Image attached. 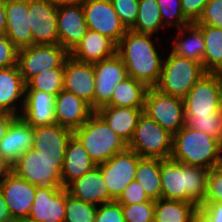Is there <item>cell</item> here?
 <instances>
[{
    "label": "cell",
    "instance_id": "27",
    "mask_svg": "<svg viewBox=\"0 0 222 222\" xmlns=\"http://www.w3.org/2000/svg\"><path fill=\"white\" fill-rule=\"evenodd\" d=\"M33 148V126L20 116L9 126L0 142V153L13 165L21 155Z\"/></svg>",
    "mask_w": 222,
    "mask_h": 222
},
{
    "label": "cell",
    "instance_id": "30",
    "mask_svg": "<svg viewBox=\"0 0 222 222\" xmlns=\"http://www.w3.org/2000/svg\"><path fill=\"white\" fill-rule=\"evenodd\" d=\"M198 206L178 200L155 201L154 222H197Z\"/></svg>",
    "mask_w": 222,
    "mask_h": 222
},
{
    "label": "cell",
    "instance_id": "4",
    "mask_svg": "<svg viewBox=\"0 0 222 222\" xmlns=\"http://www.w3.org/2000/svg\"><path fill=\"white\" fill-rule=\"evenodd\" d=\"M73 134L97 165L127 148V144L96 112Z\"/></svg>",
    "mask_w": 222,
    "mask_h": 222
},
{
    "label": "cell",
    "instance_id": "40",
    "mask_svg": "<svg viewBox=\"0 0 222 222\" xmlns=\"http://www.w3.org/2000/svg\"><path fill=\"white\" fill-rule=\"evenodd\" d=\"M121 23L130 30L136 23L139 0H111Z\"/></svg>",
    "mask_w": 222,
    "mask_h": 222
},
{
    "label": "cell",
    "instance_id": "44",
    "mask_svg": "<svg viewBox=\"0 0 222 222\" xmlns=\"http://www.w3.org/2000/svg\"><path fill=\"white\" fill-rule=\"evenodd\" d=\"M116 201L121 205H131L154 200L149 199L141 184L134 180L124 189Z\"/></svg>",
    "mask_w": 222,
    "mask_h": 222
},
{
    "label": "cell",
    "instance_id": "17",
    "mask_svg": "<svg viewBox=\"0 0 222 222\" xmlns=\"http://www.w3.org/2000/svg\"><path fill=\"white\" fill-rule=\"evenodd\" d=\"M57 26L59 44L70 53L88 31L82 4L58 7Z\"/></svg>",
    "mask_w": 222,
    "mask_h": 222
},
{
    "label": "cell",
    "instance_id": "33",
    "mask_svg": "<svg viewBox=\"0 0 222 222\" xmlns=\"http://www.w3.org/2000/svg\"><path fill=\"white\" fill-rule=\"evenodd\" d=\"M135 181L141 184L149 199H161L160 159L141 157L136 168Z\"/></svg>",
    "mask_w": 222,
    "mask_h": 222
},
{
    "label": "cell",
    "instance_id": "29",
    "mask_svg": "<svg viewBox=\"0 0 222 222\" xmlns=\"http://www.w3.org/2000/svg\"><path fill=\"white\" fill-rule=\"evenodd\" d=\"M95 112L128 145L133 137L143 109L103 106Z\"/></svg>",
    "mask_w": 222,
    "mask_h": 222
},
{
    "label": "cell",
    "instance_id": "34",
    "mask_svg": "<svg viewBox=\"0 0 222 222\" xmlns=\"http://www.w3.org/2000/svg\"><path fill=\"white\" fill-rule=\"evenodd\" d=\"M165 29L160 15V9L156 0H139L136 23L130 29L141 34L155 35Z\"/></svg>",
    "mask_w": 222,
    "mask_h": 222
},
{
    "label": "cell",
    "instance_id": "37",
    "mask_svg": "<svg viewBox=\"0 0 222 222\" xmlns=\"http://www.w3.org/2000/svg\"><path fill=\"white\" fill-rule=\"evenodd\" d=\"M156 1L158 2L161 19L165 28L172 27L174 30H177L191 23L183 14L181 0Z\"/></svg>",
    "mask_w": 222,
    "mask_h": 222
},
{
    "label": "cell",
    "instance_id": "52",
    "mask_svg": "<svg viewBox=\"0 0 222 222\" xmlns=\"http://www.w3.org/2000/svg\"><path fill=\"white\" fill-rule=\"evenodd\" d=\"M56 7L65 6V5H75V4H83L87 0H49Z\"/></svg>",
    "mask_w": 222,
    "mask_h": 222
},
{
    "label": "cell",
    "instance_id": "39",
    "mask_svg": "<svg viewBox=\"0 0 222 222\" xmlns=\"http://www.w3.org/2000/svg\"><path fill=\"white\" fill-rule=\"evenodd\" d=\"M122 210L126 222H154L155 201L122 205Z\"/></svg>",
    "mask_w": 222,
    "mask_h": 222
},
{
    "label": "cell",
    "instance_id": "12",
    "mask_svg": "<svg viewBox=\"0 0 222 222\" xmlns=\"http://www.w3.org/2000/svg\"><path fill=\"white\" fill-rule=\"evenodd\" d=\"M58 7L49 0H28L32 45L59 44Z\"/></svg>",
    "mask_w": 222,
    "mask_h": 222
},
{
    "label": "cell",
    "instance_id": "24",
    "mask_svg": "<svg viewBox=\"0 0 222 222\" xmlns=\"http://www.w3.org/2000/svg\"><path fill=\"white\" fill-rule=\"evenodd\" d=\"M66 189L72 197L95 206L115 201L109 195L101 170L97 166L74 180Z\"/></svg>",
    "mask_w": 222,
    "mask_h": 222
},
{
    "label": "cell",
    "instance_id": "6",
    "mask_svg": "<svg viewBox=\"0 0 222 222\" xmlns=\"http://www.w3.org/2000/svg\"><path fill=\"white\" fill-rule=\"evenodd\" d=\"M173 134L142 113L127 148L143 158L171 157Z\"/></svg>",
    "mask_w": 222,
    "mask_h": 222
},
{
    "label": "cell",
    "instance_id": "26",
    "mask_svg": "<svg viewBox=\"0 0 222 222\" xmlns=\"http://www.w3.org/2000/svg\"><path fill=\"white\" fill-rule=\"evenodd\" d=\"M96 166L97 164L90 158L82 143L73 134L66 146L61 171L62 187L66 188L74 180L92 171Z\"/></svg>",
    "mask_w": 222,
    "mask_h": 222
},
{
    "label": "cell",
    "instance_id": "53",
    "mask_svg": "<svg viewBox=\"0 0 222 222\" xmlns=\"http://www.w3.org/2000/svg\"><path fill=\"white\" fill-rule=\"evenodd\" d=\"M13 222H38V221L32 220L29 217H25V218L15 219Z\"/></svg>",
    "mask_w": 222,
    "mask_h": 222
},
{
    "label": "cell",
    "instance_id": "32",
    "mask_svg": "<svg viewBox=\"0 0 222 222\" xmlns=\"http://www.w3.org/2000/svg\"><path fill=\"white\" fill-rule=\"evenodd\" d=\"M203 33L205 51L203 69L206 73L222 74V29L209 25H197Z\"/></svg>",
    "mask_w": 222,
    "mask_h": 222
},
{
    "label": "cell",
    "instance_id": "11",
    "mask_svg": "<svg viewBox=\"0 0 222 222\" xmlns=\"http://www.w3.org/2000/svg\"><path fill=\"white\" fill-rule=\"evenodd\" d=\"M141 157L126 148L97 167L101 170L109 195L116 201L124 189L135 180L136 168Z\"/></svg>",
    "mask_w": 222,
    "mask_h": 222
},
{
    "label": "cell",
    "instance_id": "28",
    "mask_svg": "<svg viewBox=\"0 0 222 222\" xmlns=\"http://www.w3.org/2000/svg\"><path fill=\"white\" fill-rule=\"evenodd\" d=\"M175 31L174 41L166 39V46H170L174 54L199 62L203 66L205 43L202 30L195 23H190Z\"/></svg>",
    "mask_w": 222,
    "mask_h": 222
},
{
    "label": "cell",
    "instance_id": "49",
    "mask_svg": "<svg viewBox=\"0 0 222 222\" xmlns=\"http://www.w3.org/2000/svg\"><path fill=\"white\" fill-rule=\"evenodd\" d=\"M11 213L4 199L3 194L0 191V222H13Z\"/></svg>",
    "mask_w": 222,
    "mask_h": 222
},
{
    "label": "cell",
    "instance_id": "19",
    "mask_svg": "<svg viewBox=\"0 0 222 222\" xmlns=\"http://www.w3.org/2000/svg\"><path fill=\"white\" fill-rule=\"evenodd\" d=\"M25 91L26 83L18 65L0 68V111L19 117L24 106Z\"/></svg>",
    "mask_w": 222,
    "mask_h": 222
},
{
    "label": "cell",
    "instance_id": "3",
    "mask_svg": "<svg viewBox=\"0 0 222 222\" xmlns=\"http://www.w3.org/2000/svg\"><path fill=\"white\" fill-rule=\"evenodd\" d=\"M170 158L186 165L210 170L221 164L222 143L201 131L184 125L173 135Z\"/></svg>",
    "mask_w": 222,
    "mask_h": 222
},
{
    "label": "cell",
    "instance_id": "15",
    "mask_svg": "<svg viewBox=\"0 0 222 222\" xmlns=\"http://www.w3.org/2000/svg\"><path fill=\"white\" fill-rule=\"evenodd\" d=\"M36 187L14 172L0 182V191L7 203L13 220L29 217Z\"/></svg>",
    "mask_w": 222,
    "mask_h": 222
},
{
    "label": "cell",
    "instance_id": "51",
    "mask_svg": "<svg viewBox=\"0 0 222 222\" xmlns=\"http://www.w3.org/2000/svg\"><path fill=\"white\" fill-rule=\"evenodd\" d=\"M6 27L5 0H0V34H6Z\"/></svg>",
    "mask_w": 222,
    "mask_h": 222
},
{
    "label": "cell",
    "instance_id": "14",
    "mask_svg": "<svg viewBox=\"0 0 222 222\" xmlns=\"http://www.w3.org/2000/svg\"><path fill=\"white\" fill-rule=\"evenodd\" d=\"M95 73V92L93 97V110L106 106L119 82L128 77L125 64L115 54L110 58L93 63Z\"/></svg>",
    "mask_w": 222,
    "mask_h": 222
},
{
    "label": "cell",
    "instance_id": "5",
    "mask_svg": "<svg viewBox=\"0 0 222 222\" xmlns=\"http://www.w3.org/2000/svg\"><path fill=\"white\" fill-rule=\"evenodd\" d=\"M168 52L167 56L164 55L160 78L154 88L184 98L206 72L201 63L178 56L171 50Z\"/></svg>",
    "mask_w": 222,
    "mask_h": 222
},
{
    "label": "cell",
    "instance_id": "20",
    "mask_svg": "<svg viewBox=\"0 0 222 222\" xmlns=\"http://www.w3.org/2000/svg\"><path fill=\"white\" fill-rule=\"evenodd\" d=\"M94 112L89 103L64 89L56 96V123L73 132L80 128Z\"/></svg>",
    "mask_w": 222,
    "mask_h": 222
},
{
    "label": "cell",
    "instance_id": "1",
    "mask_svg": "<svg viewBox=\"0 0 222 222\" xmlns=\"http://www.w3.org/2000/svg\"><path fill=\"white\" fill-rule=\"evenodd\" d=\"M153 36L127 30L116 48V54L125 64L128 76L148 87L158 83L166 55L159 51L161 46H156Z\"/></svg>",
    "mask_w": 222,
    "mask_h": 222
},
{
    "label": "cell",
    "instance_id": "50",
    "mask_svg": "<svg viewBox=\"0 0 222 222\" xmlns=\"http://www.w3.org/2000/svg\"><path fill=\"white\" fill-rule=\"evenodd\" d=\"M12 164L0 153V182L12 172Z\"/></svg>",
    "mask_w": 222,
    "mask_h": 222
},
{
    "label": "cell",
    "instance_id": "18",
    "mask_svg": "<svg viewBox=\"0 0 222 222\" xmlns=\"http://www.w3.org/2000/svg\"><path fill=\"white\" fill-rule=\"evenodd\" d=\"M64 90L85 100L93 109L94 65L76 61L69 56L64 62Z\"/></svg>",
    "mask_w": 222,
    "mask_h": 222
},
{
    "label": "cell",
    "instance_id": "9",
    "mask_svg": "<svg viewBox=\"0 0 222 222\" xmlns=\"http://www.w3.org/2000/svg\"><path fill=\"white\" fill-rule=\"evenodd\" d=\"M143 113L173 135L185 125L183 98L164 94L154 87H149L146 93Z\"/></svg>",
    "mask_w": 222,
    "mask_h": 222
},
{
    "label": "cell",
    "instance_id": "38",
    "mask_svg": "<svg viewBox=\"0 0 222 222\" xmlns=\"http://www.w3.org/2000/svg\"><path fill=\"white\" fill-rule=\"evenodd\" d=\"M185 125L222 143V111L214 112L210 117H185Z\"/></svg>",
    "mask_w": 222,
    "mask_h": 222
},
{
    "label": "cell",
    "instance_id": "47",
    "mask_svg": "<svg viewBox=\"0 0 222 222\" xmlns=\"http://www.w3.org/2000/svg\"><path fill=\"white\" fill-rule=\"evenodd\" d=\"M209 0H181V8L184 16L191 22L196 23L205 5Z\"/></svg>",
    "mask_w": 222,
    "mask_h": 222
},
{
    "label": "cell",
    "instance_id": "48",
    "mask_svg": "<svg viewBox=\"0 0 222 222\" xmlns=\"http://www.w3.org/2000/svg\"><path fill=\"white\" fill-rule=\"evenodd\" d=\"M17 118V116L5 112L0 111V142L4 138L10 124Z\"/></svg>",
    "mask_w": 222,
    "mask_h": 222
},
{
    "label": "cell",
    "instance_id": "36",
    "mask_svg": "<svg viewBox=\"0 0 222 222\" xmlns=\"http://www.w3.org/2000/svg\"><path fill=\"white\" fill-rule=\"evenodd\" d=\"M97 206L72 197L66 189L64 222H95Z\"/></svg>",
    "mask_w": 222,
    "mask_h": 222
},
{
    "label": "cell",
    "instance_id": "13",
    "mask_svg": "<svg viewBox=\"0 0 222 222\" xmlns=\"http://www.w3.org/2000/svg\"><path fill=\"white\" fill-rule=\"evenodd\" d=\"M88 29L107 36L118 44L127 29L121 23L111 0H87L82 4Z\"/></svg>",
    "mask_w": 222,
    "mask_h": 222
},
{
    "label": "cell",
    "instance_id": "42",
    "mask_svg": "<svg viewBox=\"0 0 222 222\" xmlns=\"http://www.w3.org/2000/svg\"><path fill=\"white\" fill-rule=\"evenodd\" d=\"M196 25H209L222 29V0H209Z\"/></svg>",
    "mask_w": 222,
    "mask_h": 222
},
{
    "label": "cell",
    "instance_id": "41",
    "mask_svg": "<svg viewBox=\"0 0 222 222\" xmlns=\"http://www.w3.org/2000/svg\"><path fill=\"white\" fill-rule=\"evenodd\" d=\"M203 203H222V167L209 170Z\"/></svg>",
    "mask_w": 222,
    "mask_h": 222
},
{
    "label": "cell",
    "instance_id": "8",
    "mask_svg": "<svg viewBox=\"0 0 222 222\" xmlns=\"http://www.w3.org/2000/svg\"><path fill=\"white\" fill-rule=\"evenodd\" d=\"M183 100L185 117H210L222 111V74L205 73Z\"/></svg>",
    "mask_w": 222,
    "mask_h": 222
},
{
    "label": "cell",
    "instance_id": "46",
    "mask_svg": "<svg viewBox=\"0 0 222 222\" xmlns=\"http://www.w3.org/2000/svg\"><path fill=\"white\" fill-rule=\"evenodd\" d=\"M197 222H222V203H202L198 207Z\"/></svg>",
    "mask_w": 222,
    "mask_h": 222
},
{
    "label": "cell",
    "instance_id": "31",
    "mask_svg": "<svg viewBox=\"0 0 222 222\" xmlns=\"http://www.w3.org/2000/svg\"><path fill=\"white\" fill-rule=\"evenodd\" d=\"M148 89L145 83L128 76L118 83L106 106L143 109Z\"/></svg>",
    "mask_w": 222,
    "mask_h": 222
},
{
    "label": "cell",
    "instance_id": "43",
    "mask_svg": "<svg viewBox=\"0 0 222 222\" xmlns=\"http://www.w3.org/2000/svg\"><path fill=\"white\" fill-rule=\"evenodd\" d=\"M95 222H126L122 205L113 201L97 206Z\"/></svg>",
    "mask_w": 222,
    "mask_h": 222
},
{
    "label": "cell",
    "instance_id": "21",
    "mask_svg": "<svg viewBox=\"0 0 222 222\" xmlns=\"http://www.w3.org/2000/svg\"><path fill=\"white\" fill-rule=\"evenodd\" d=\"M56 96L39 90H26L20 117L33 127L55 124Z\"/></svg>",
    "mask_w": 222,
    "mask_h": 222
},
{
    "label": "cell",
    "instance_id": "10",
    "mask_svg": "<svg viewBox=\"0 0 222 222\" xmlns=\"http://www.w3.org/2000/svg\"><path fill=\"white\" fill-rule=\"evenodd\" d=\"M68 57L69 52L60 44L32 45L18 50L17 65L27 83L40 72L60 67Z\"/></svg>",
    "mask_w": 222,
    "mask_h": 222
},
{
    "label": "cell",
    "instance_id": "22",
    "mask_svg": "<svg viewBox=\"0 0 222 222\" xmlns=\"http://www.w3.org/2000/svg\"><path fill=\"white\" fill-rule=\"evenodd\" d=\"M6 36L18 48L32 46L28 0H5Z\"/></svg>",
    "mask_w": 222,
    "mask_h": 222
},
{
    "label": "cell",
    "instance_id": "35",
    "mask_svg": "<svg viewBox=\"0 0 222 222\" xmlns=\"http://www.w3.org/2000/svg\"><path fill=\"white\" fill-rule=\"evenodd\" d=\"M64 89V63L33 76L26 83V90H39L58 95Z\"/></svg>",
    "mask_w": 222,
    "mask_h": 222
},
{
    "label": "cell",
    "instance_id": "2",
    "mask_svg": "<svg viewBox=\"0 0 222 222\" xmlns=\"http://www.w3.org/2000/svg\"><path fill=\"white\" fill-rule=\"evenodd\" d=\"M209 170L168 159H160L161 198L203 203Z\"/></svg>",
    "mask_w": 222,
    "mask_h": 222
},
{
    "label": "cell",
    "instance_id": "7",
    "mask_svg": "<svg viewBox=\"0 0 222 222\" xmlns=\"http://www.w3.org/2000/svg\"><path fill=\"white\" fill-rule=\"evenodd\" d=\"M63 162L64 158L44 157L32 148L13 164L12 172L37 187H62Z\"/></svg>",
    "mask_w": 222,
    "mask_h": 222
},
{
    "label": "cell",
    "instance_id": "45",
    "mask_svg": "<svg viewBox=\"0 0 222 222\" xmlns=\"http://www.w3.org/2000/svg\"><path fill=\"white\" fill-rule=\"evenodd\" d=\"M18 50L5 34H0V68L17 65Z\"/></svg>",
    "mask_w": 222,
    "mask_h": 222
},
{
    "label": "cell",
    "instance_id": "16",
    "mask_svg": "<svg viewBox=\"0 0 222 222\" xmlns=\"http://www.w3.org/2000/svg\"><path fill=\"white\" fill-rule=\"evenodd\" d=\"M66 188L36 187L29 218L38 222H64Z\"/></svg>",
    "mask_w": 222,
    "mask_h": 222
},
{
    "label": "cell",
    "instance_id": "23",
    "mask_svg": "<svg viewBox=\"0 0 222 222\" xmlns=\"http://www.w3.org/2000/svg\"><path fill=\"white\" fill-rule=\"evenodd\" d=\"M73 131L57 123L33 127V149L48 158H64Z\"/></svg>",
    "mask_w": 222,
    "mask_h": 222
},
{
    "label": "cell",
    "instance_id": "25",
    "mask_svg": "<svg viewBox=\"0 0 222 222\" xmlns=\"http://www.w3.org/2000/svg\"><path fill=\"white\" fill-rule=\"evenodd\" d=\"M117 44L105 35L88 29L86 35L69 53L76 61L96 63L116 54Z\"/></svg>",
    "mask_w": 222,
    "mask_h": 222
}]
</instances>
